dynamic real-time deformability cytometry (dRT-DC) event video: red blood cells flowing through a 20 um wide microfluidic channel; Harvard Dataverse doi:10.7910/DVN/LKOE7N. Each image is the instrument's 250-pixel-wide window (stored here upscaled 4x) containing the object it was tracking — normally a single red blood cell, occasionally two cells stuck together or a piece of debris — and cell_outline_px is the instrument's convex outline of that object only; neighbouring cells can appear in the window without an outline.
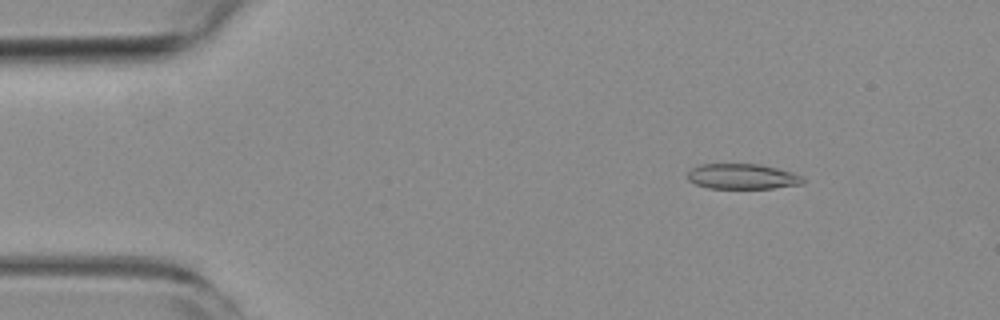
{"species": "common noctule bat (a hibernating species)", "species_latin": "Nyctalus noctula", "temperature_condition": "room temperature", "stored_images_in_passage": 53, "camera_frame_rate_fps": 3000, "um_per_image_px": 0.085, "animal": {"sex": "female", "body_mass_g": 19.3, "forearm_length_mm": 54.1}, "frame": {"image": 1, "passage_image": 7, "time_ms": 2.0, "image_size_px": [1000, 320], "cell_outline_px": [[804, 184], [772, 188], [708, 188], [696, 184], [688, 180], [688, 172], [692, 168], [700, 164], [760, 164], [792, 172], [804, 176]], "centroid_in_image_um": [63.12, 15.0], "position_along_channel_um": 21.9, "area_um2": 17.05}}
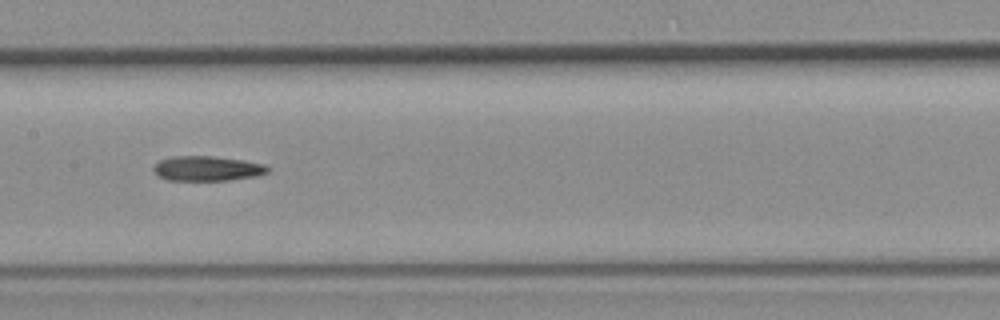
{"frame": {"image": 2, "passage_image": 26, "time_ms": 8.333, "image_size_px": [1000, 320], "cell_outline_px": [[272, 168], [268, 172], [260, 176], [228, 180], [168, 180], [160, 176], [152, 168], [160, 160], [172, 156], [212, 156], [244, 160], [264, 164]], "centroid_in_image_um": [17.68, 14.32], "position_along_channel_um": 189.7, "area_um2": 16.59}}
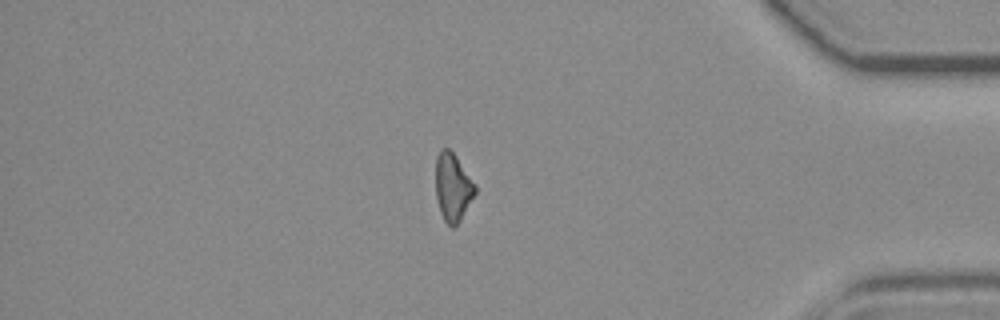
{"frame": {"image": 3, "passage_image": 45, "time_ms": 14.667, "image_size_px": [1000, 320], "cell_outline_px": [[476, 192], [460, 220], [452, 228], [444, 220], [440, 212], [436, 196], [436, 156], [440, 148], [448, 148], [456, 156], [476, 184]], "centroid_in_image_um": [38.48, 15.88], "position_along_channel_um": 396.7, "area_um2": 15.55}}